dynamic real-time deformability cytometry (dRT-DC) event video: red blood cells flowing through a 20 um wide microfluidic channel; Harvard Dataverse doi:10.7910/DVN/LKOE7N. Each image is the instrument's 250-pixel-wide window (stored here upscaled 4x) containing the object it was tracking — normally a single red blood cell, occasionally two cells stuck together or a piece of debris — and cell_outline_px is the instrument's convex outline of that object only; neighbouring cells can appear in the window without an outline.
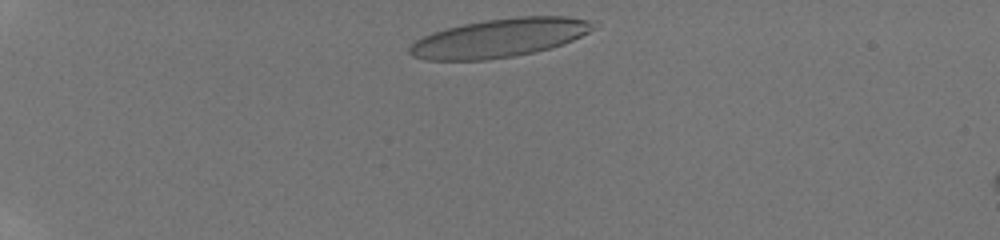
{"species": "human", "species_latin": "Homo sapiens", "temperature_condition": "room temperature", "stored_images_in_passage": 44, "camera_frame_rate_fps": 3000, "um_per_image_px": 0.085, "donor": {"sex": "male"}, "frame": {"image": 1, "passage_image": 2, "time_ms": 0.333, "image_size_px": [1000, 240], "cell_outline_px": [[600, 28], [572, 40], [536, 52], [516, 56], [488, 60], [424, 60], [412, 56], [408, 52], [408, 48], [416, 40], [432, 32], [464, 24], [484, 20], [516, 16], [568, 16], [596, 20]], "centroid_in_image_um": [42.54, 3.21], "position_along_channel_um": 42.5, "area_um2": 41.85}}
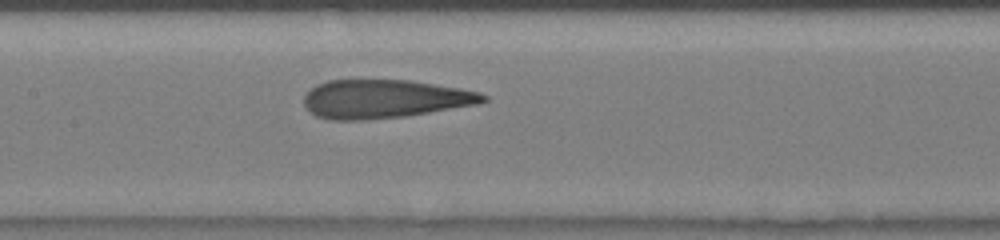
{"frame": {"image": 2, "passage_image": 20, "time_ms": 5.333, "image_size_px": [1000, 240], "cell_outline_px": [[488, 100], [476, 104], [404, 116], [364, 120], [332, 120], [316, 116], [308, 112], [304, 104], [304, 96], [316, 84], [328, 80], [412, 80], [460, 88], [480, 92], [488, 96]], "centroid_in_image_um": [32.65, 8.4], "position_along_channel_um": 174.7, "area_um2": 40.23}}
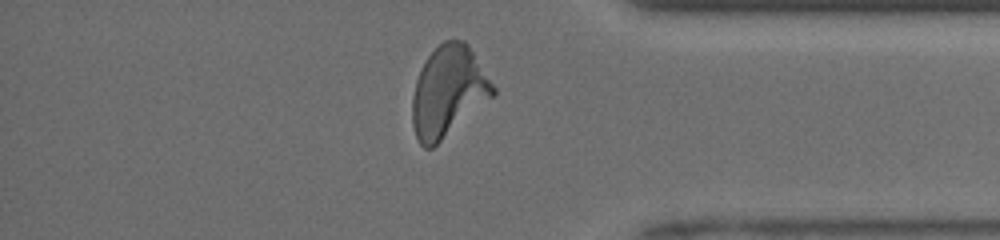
{"frame": {"image": 3, "passage_image": 40, "time_ms": 11.0, "image_size_px": [1000, 240], "cell_outline_px": [[496, 92], [492, 96], [432, 148], [424, 148], [420, 144], [416, 136], [412, 124], [412, 96], [416, 80], [420, 68], [428, 56], [444, 40], [464, 40], [468, 44], [496, 88]], "centroid_in_image_um": [38.08, 7.76], "position_along_channel_um": 397.1, "area_um2": 42.02}, "authors_computed_cell_mechanics": {"area_um2": 41.2114, "velocity_mm_per_s": 4.0848, "shape_relaxation_time_tau1_ms": 4.8823, "shape_relaxation_time_tau2_ms": 1.2301, "deformation_change_tau1": 0.2492, "deformation_change_tau2": 0.1047}}